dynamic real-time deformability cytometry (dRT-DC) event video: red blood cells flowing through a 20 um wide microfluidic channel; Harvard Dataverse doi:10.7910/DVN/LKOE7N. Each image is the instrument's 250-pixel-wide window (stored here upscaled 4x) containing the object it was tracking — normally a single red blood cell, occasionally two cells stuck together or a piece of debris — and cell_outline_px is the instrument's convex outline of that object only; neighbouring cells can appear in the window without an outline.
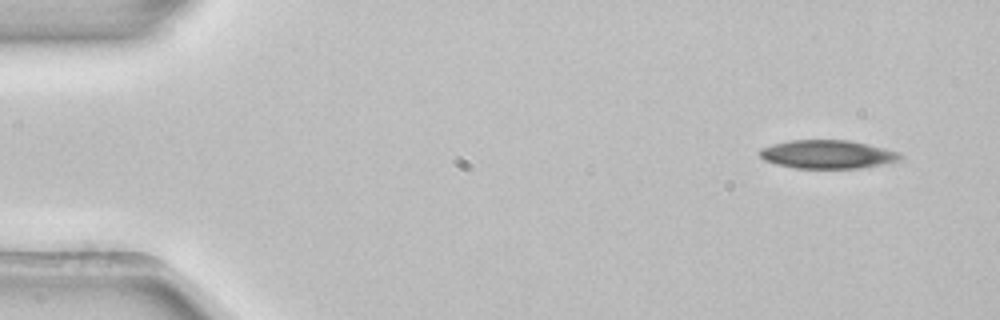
{"species": "common noctule bat (a hibernating species)", "species_latin": "Nyctalus noctula", "temperature_condition": "room temperature", "stored_images_in_passage": 4, "camera_frame_rate_fps": 3000, "um_per_image_px": 0.085, "animal": {"sex": "female", "body_mass_g": 22.7, "forearm_length_mm": 54.2}, "frame": {"image": 1, "passage_image": 1, "time_ms": 0.0, "image_size_px": [1000, 320], "cell_outline_px": [[904, 156], [896, 160], [884, 164], [860, 168], [796, 168], [776, 164], [764, 160], [760, 156], [760, 148], [772, 144], [788, 140], [848, 140], [868, 144], [900, 152]], "centroid_in_image_um": [70.32, 13.11], "position_along_channel_um": 14.7, "area_um2": 23.29}}
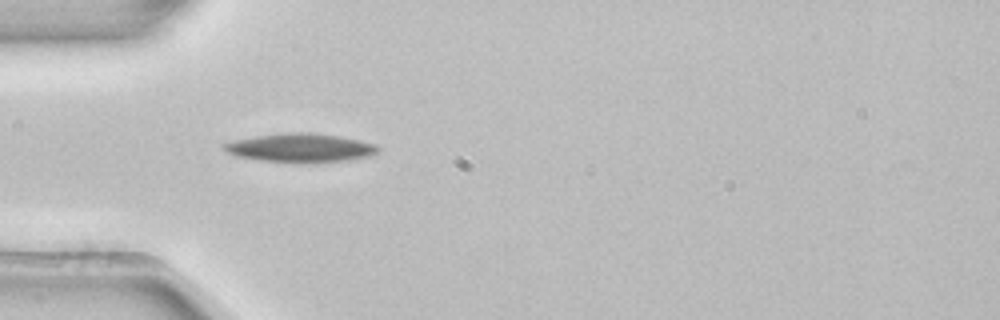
{"frame": {"image": 2, "passage_image": 4, "time_ms": 1.0, "image_size_px": [1000, 320], "cell_outline_px": [[380, 148], [372, 156], [348, 160], [320, 164], [304, 164], [260, 160], [236, 156], [220, 148], [220, 144], [232, 140], [256, 136], [284, 132], [312, 132], [340, 136], [360, 140], [376, 144]], "centroid_in_image_um": [25.53, 12.58], "position_along_channel_um": 59.5, "area_um2": 26.65}}